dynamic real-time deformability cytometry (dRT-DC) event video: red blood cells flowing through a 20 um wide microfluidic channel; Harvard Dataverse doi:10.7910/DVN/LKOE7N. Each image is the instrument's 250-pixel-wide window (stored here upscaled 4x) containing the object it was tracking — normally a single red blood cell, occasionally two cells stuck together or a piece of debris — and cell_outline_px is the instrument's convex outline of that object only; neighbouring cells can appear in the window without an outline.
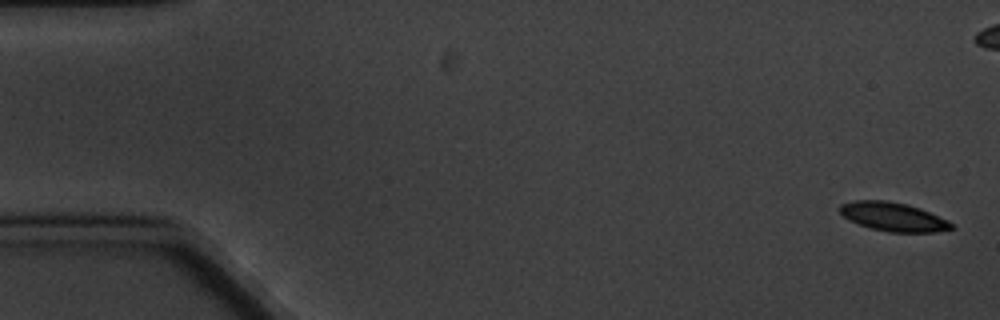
{"species": "common noctule bat (a hibernating species)", "species_latin": "Nyctalus noctula", "temperature_condition": "cold", "stored_images_in_passage": 5, "camera_frame_rate_fps": 3000, "um_per_image_px": 0.085, "animal": {"sex": "male", "body_mass_g": 20.1, "forearm_length_mm": 53.5}, "frame": {"image": 1, "passage_image": 1, "time_ms": 0.0, "image_size_px": [1000, 320], "cell_outline_px": [[956, 228], [936, 232], [888, 232], [872, 228], [860, 224], [844, 216], [840, 212], [840, 204], [852, 200], [888, 200], [908, 204], [920, 208], [948, 220]], "centroid_in_image_um": [75.96, 18.41], "position_along_channel_um": 9.0, "area_um2": 18.67}}